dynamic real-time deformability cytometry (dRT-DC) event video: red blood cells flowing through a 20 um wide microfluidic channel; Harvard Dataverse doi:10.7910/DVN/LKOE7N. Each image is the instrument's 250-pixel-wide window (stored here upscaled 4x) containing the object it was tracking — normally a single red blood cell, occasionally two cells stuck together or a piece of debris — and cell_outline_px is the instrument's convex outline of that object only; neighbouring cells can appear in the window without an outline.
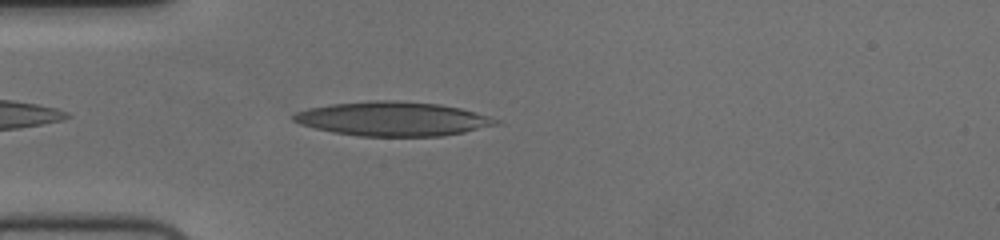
{"species": "human", "species_latin": "Homo sapiens", "temperature_condition": "cold", "stored_images_in_passage": 39, "camera_frame_rate_fps": 3000, "um_per_image_px": 0.085, "donor": {"sex": "female"}, "frame": {"image": 1, "passage_image": 3, "time_ms": 0.667, "image_size_px": [1000, 240], "cell_outline_px": [[500, 124], [464, 132], [440, 136], [360, 136], [332, 132], [300, 124], [292, 120], [292, 116], [296, 112], [308, 108], [332, 104], [368, 100], [396, 100], [440, 104], [460, 108], [488, 116], [500, 120]], "centroid_in_image_um": [33.38, 10.09], "position_along_channel_um": 51.6, "area_um2": 40.29}}
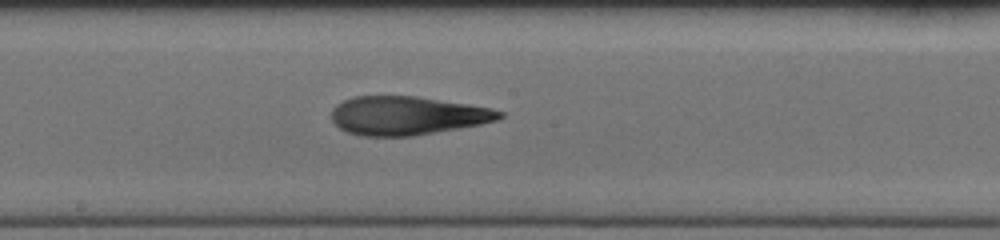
{"frame": {"image": 2, "passage_image": 17, "time_ms": 5.333, "image_size_px": [1000, 240], "cell_outline_px": [[504, 116], [496, 120], [480, 124], [412, 136], [360, 136], [348, 132], [340, 128], [332, 120], [332, 108], [336, 104], [352, 96], [416, 96], [468, 104], [492, 108], [504, 112]], "centroid_in_image_um": [34.59, 9.82], "position_along_channel_um": 213.6, "area_um2": 37.69}}
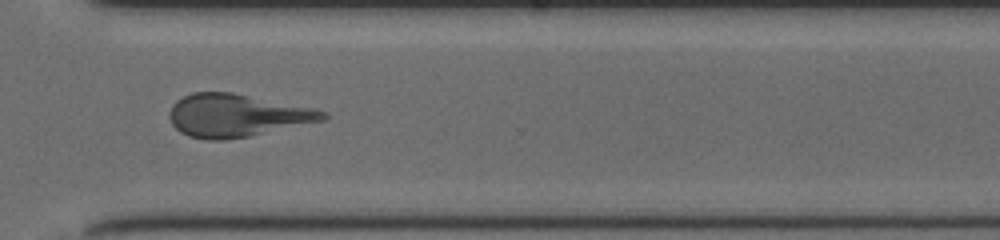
{"frame": {"image": 3, "passage_image": 28, "time_ms": 9.0, "image_size_px": [1000, 240], "cell_outline_px": [[328, 116], [324, 120], [248, 136], [224, 140], [208, 140], [188, 136], [180, 132], [172, 124], [168, 116], [168, 112], [172, 104], [176, 100], [192, 92], [232, 92], [316, 108], [328, 112]], "centroid_in_image_um": [20.1, 9.8], "position_along_channel_um": 350.5, "area_um2": 38.38}, "authors_computed_cell_mechanics": {"area_um2": 38.148, "velocity_mm_per_s": 3.7193, "shape_relaxation_time_tau1_ms": 5.3471, "shape_relaxation_time_tau2_ms": 3.4727, "deformation_change_tau1": 0.2038, "deformation_change_tau2": 0.1488}}